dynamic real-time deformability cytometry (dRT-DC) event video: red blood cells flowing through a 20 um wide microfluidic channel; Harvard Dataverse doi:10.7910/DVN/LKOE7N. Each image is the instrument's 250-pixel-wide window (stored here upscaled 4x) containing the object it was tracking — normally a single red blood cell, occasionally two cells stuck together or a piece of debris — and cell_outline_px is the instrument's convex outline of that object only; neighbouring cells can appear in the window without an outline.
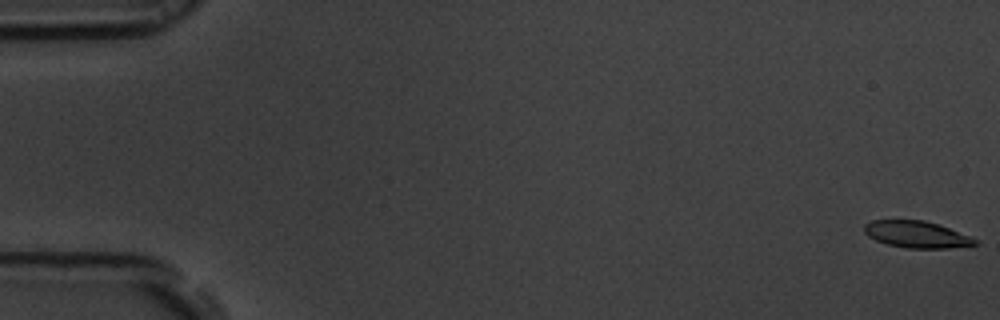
{"species": "common noctule bat (a hibernating species)", "species_latin": "Nyctalus noctula", "temperature_condition": "room temperature", "stored_images_in_passage": 56, "camera_frame_rate_fps": 3000, "um_per_image_px": 0.085, "animal": {"sex": "male", "body_mass_g": 19.5, "forearm_length_mm": 54.6}, "frame": {"image": 1, "passage_image": 1, "time_ms": 0.0, "image_size_px": [1000, 320], "cell_outline_px": [[976, 244], [948, 248], [908, 248], [888, 244], [876, 240], [868, 236], [864, 232], [864, 224], [872, 220], [924, 220], [948, 228], [968, 236], [976, 240]], "centroid_in_image_um": [77.84, 19.92], "position_along_channel_um": 7.2, "area_um2": 16.88}}
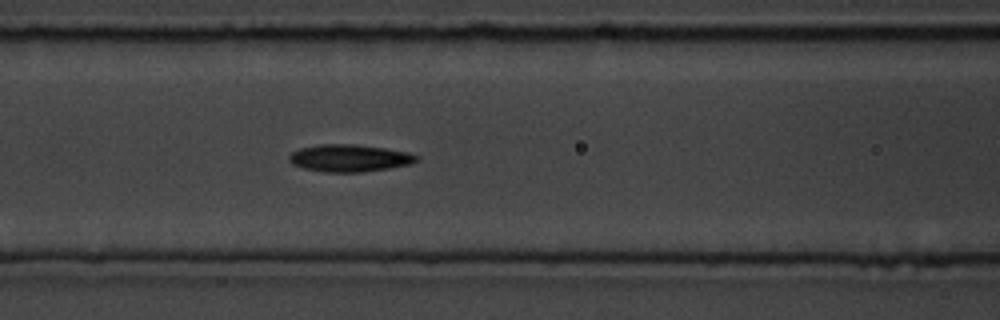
{"frame": {"image": 2, "passage_image": 24, "time_ms": 7.667, "image_size_px": [1000, 320], "cell_outline_px": [[420, 160], [412, 164], [388, 168], [360, 172], [324, 172], [304, 168], [292, 164], [288, 160], [288, 156], [292, 152], [300, 148], [320, 144], [352, 144], [384, 148], [408, 152], [420, 156]], "centroid_in_image_um": [29.72, 13.44], "position_along_channel_um": 136.9, "area_um2": 20.29}}
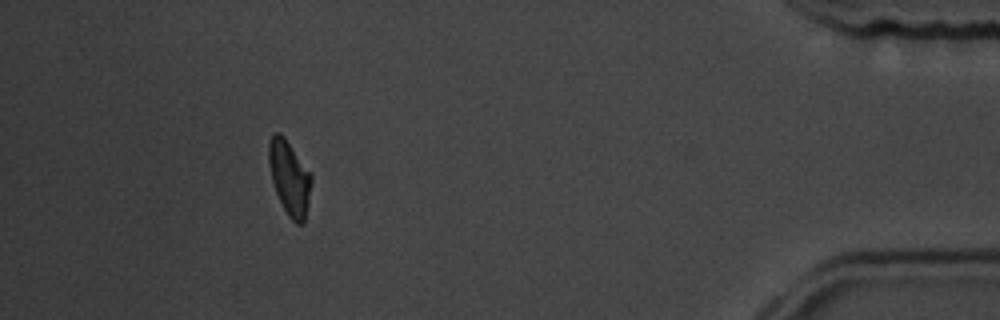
{"frame": {"image": 3, "passage_image": 51, "time_ms": 16.667, "image_size_px": [1000, 320], "cell_outline_px": [[312, 180], [304, 224], [296, 224], [288, 216], [276, 192], [272, 180], [268, 164], [268, 144], [272, 132], [280, 132], [284, 136], [312, 176]], "centroid_in_image_um": [24.58, 15.09], "position_along_channel_um": 410.6, "area_um2": 18.32}, "authors_computed_cell_mechanics": {"area_um2": 19.0162, "velocity_mm_per_s": 3.6836, "shape_relaxation_time_tau1_ms": 4.5022, "shape_relaxation_time_tau2_ms": 4.6939, "deformation_change_tau1": 0.1505, "deformation_change_tau2": 0.1191}}